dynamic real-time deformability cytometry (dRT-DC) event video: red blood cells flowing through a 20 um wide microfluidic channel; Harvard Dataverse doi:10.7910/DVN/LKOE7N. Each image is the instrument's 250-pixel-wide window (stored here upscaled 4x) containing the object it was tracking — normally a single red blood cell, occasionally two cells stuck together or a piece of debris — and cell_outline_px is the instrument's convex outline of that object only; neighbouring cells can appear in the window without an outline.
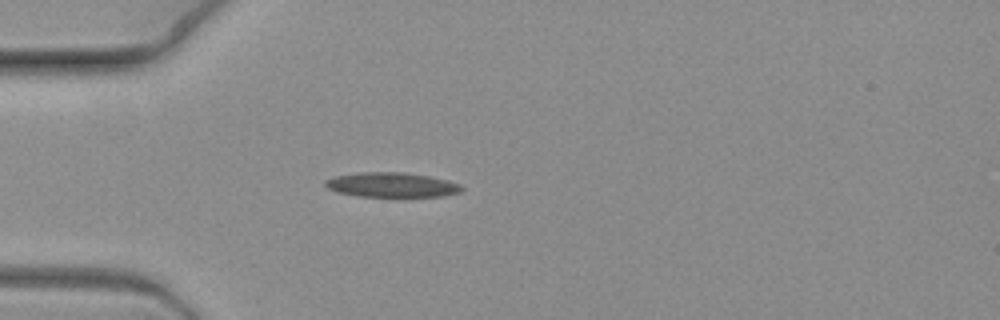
{"species": "common noctule bat (a hibernating species)", "species_latin": "Nyctalus noctula", "temperature_condition": "warm", "stored_images_in_passage": 5, "camera_frame_rate_fps": 3000, "um_per_image_px": 0.085, "animal": {"sex": "female", "body_mass_g": 19.3, "forearm_length_mm": 54.1}, "frame": {"image": 1, "passage_image": 2, "time_ms": 0.333, "image_size_px": [1000, 320], "cell_outline_px": [[464, 188], [460, 192], [444, 196], [396, 200], [356, 196], [336, 192], [328, 188], [324, 184], [324, 180], [336, 176], [360, 172], [400, 172], [428, 176], [448, 180], [460, 184]], "centroid_in_image_um": [33.32, 15.78], "position_along_channel_um": 51.7, "area_um2": 20.81}}
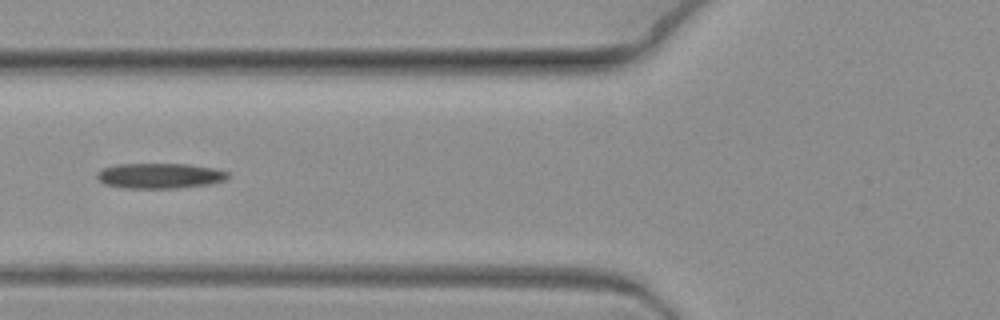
{"frame": {"image": 2, "passage_image": 4, "time_ms": 1.0, "image_size_px": [1000, 320], "cell_outline_px": [[228, 180], [212, 184], [176, 188], [124, 188], [104, 184], [96, 176], [96, 172], [100, 168], [116, 164], [188, 164], [216, 168], [228, 172]], "centroid_in_image_um": [13.59, 14.94], "position_along_channel_um": 112.2, "area_um2": 19.59}}